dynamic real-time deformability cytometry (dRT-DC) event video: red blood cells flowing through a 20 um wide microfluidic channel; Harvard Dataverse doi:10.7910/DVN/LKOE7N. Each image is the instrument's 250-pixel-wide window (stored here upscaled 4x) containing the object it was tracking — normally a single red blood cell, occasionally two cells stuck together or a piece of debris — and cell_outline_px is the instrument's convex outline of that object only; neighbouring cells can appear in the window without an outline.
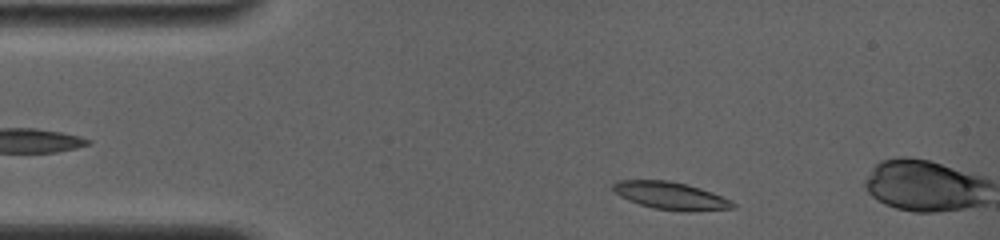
{"species": "common noctule bat (a hibernating species)", "species_latin": "Nyctalus noctula", "temperature_condition": "room temperature", "stored_images_in_passage": 7, "camera_frame_rate_fps": 4000, "um_per_image_px": 0.085, "animal": {"sex": "female", "body_mass_g": 19.0, "forearm_length_mm": 56.7}, "frame": {"image": 1, "passage_image": 2, "time_ms": 0.5, "image_size_px": [1000, 240], "cell_outline_px": [[736, 208], [652, 208], [628, 200], [620, 196], [612, 188], [612, 184], [620, 180], [668, 180], [688, 184], [712, 192], [732, 200], [736, 204]], "centroid_in_image_um": [56.93, 16.56], "position_along_channel_um": 28.1, "area_um2": 18.15}}